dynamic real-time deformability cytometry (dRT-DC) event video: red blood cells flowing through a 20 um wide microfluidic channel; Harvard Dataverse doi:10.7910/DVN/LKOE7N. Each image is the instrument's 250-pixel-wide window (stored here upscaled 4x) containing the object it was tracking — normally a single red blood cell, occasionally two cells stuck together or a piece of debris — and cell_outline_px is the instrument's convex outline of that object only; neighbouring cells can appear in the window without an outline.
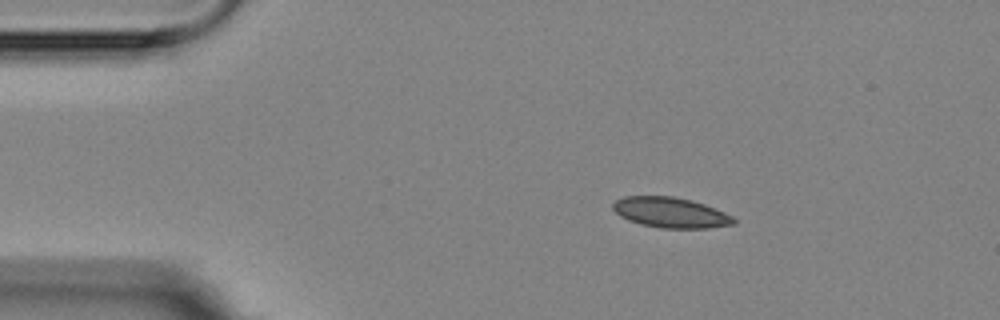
{"species": "Egyptian fruit bat (a non-hibernating species)", "species_latin": "Rousettus aegyptiacus", "temperature_condition": "room temperature", "stored_images_in_passage": 4, "camera_frame_rate_fps": 3000, "um_per_image_px": 0.085, "animal": {"sex": "female"}, "frame": {"image": 1, "passage_image": 2, "time_ms": 1.333, "image_size_px": [1000, 320], "cell_outline_px": [[736, 224], [708, 228], [660, 228], [640, 224], [628, 220], [620, 216], [612, 208], [612, 204], [616, 200], [624, 196], [672, 196], [692, 200], [704, 204], [724, 212], [732, 216], [736, 220]], "centroid_in_image_um": [57.0, 18.07], "position_along_channel_um": 28.0, "area_um2": 21.44}}
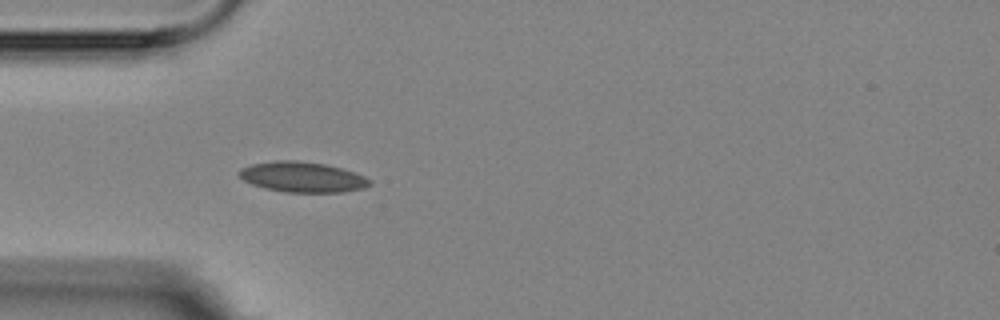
{"frame": {"image": 2, "passage_image": 4, "time_ms": 3.667, "image_size_px": [1000, 320], "cell_outline_px": [[372, 184], [364, 188], [340, 192], [288, 192], [264, 188], [252, 184], [244, 180], [236, 172], [240, 168], [252, 164], [276, 160], [296, 160], [324, 164], [340, 168], [364, 176], [372, 180]], "centroid_in_image_um": [25.69, 15.04], "position_along_channel_um": 59.3, "area_um2": 23.0}}